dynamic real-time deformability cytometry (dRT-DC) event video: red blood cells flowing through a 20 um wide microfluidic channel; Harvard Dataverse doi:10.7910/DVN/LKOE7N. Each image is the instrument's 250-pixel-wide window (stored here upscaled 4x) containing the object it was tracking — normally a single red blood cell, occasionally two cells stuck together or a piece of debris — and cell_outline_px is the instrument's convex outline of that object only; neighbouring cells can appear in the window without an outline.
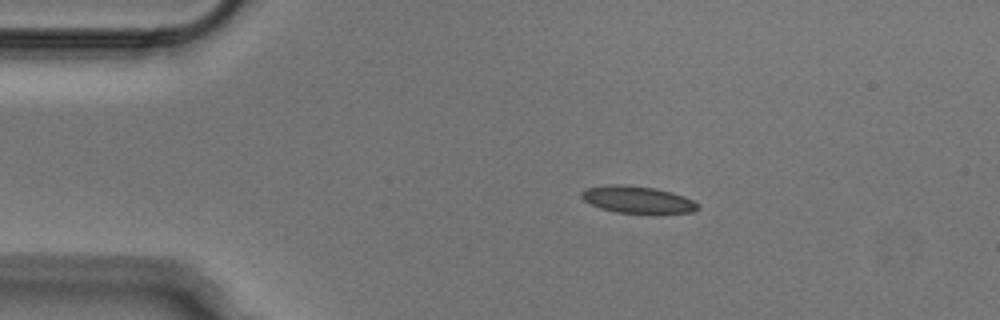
{"species": "Egyptian fruit bat (a non-hibernating species)", "species_latin": "Rousettus aegyptiacus", "temperature_condition": "cold", "stored_images_in_passage": 43, "camera_frame_rate_fps": 3000, "um_per_image_px": 0.085, "animal": {"sex": "male"}, "frame": {"image": 1, "passage_image": 1, "time_ms": 0.0, "image_size_px": [1000, 320], "cell_outline_px": [[700, 208], [692, 212], [652, 216], [616, 212], [600, 208], [584, 200], [580, 196], [580, 192], [588, 188], [612, 184], [624, 184], [656, 188], [672, 192], [684, 196], [700, 204]], "centroid_in_image_um": [54.26, 17.01], "position_along_channel_um": 30.7, "area_um2": 19.13}}
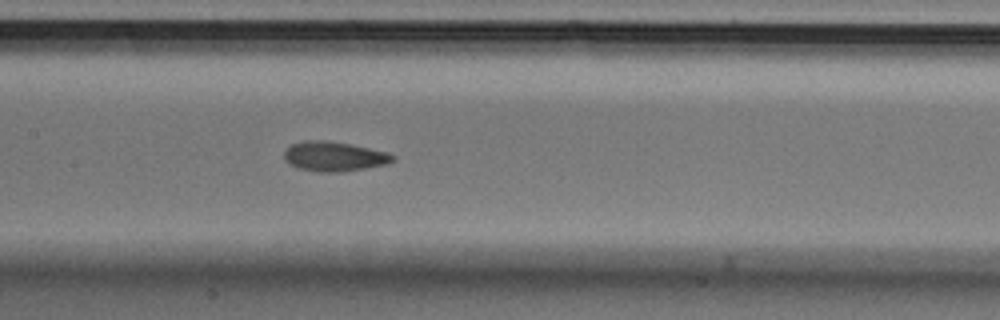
{"frame": {"image": 2, "passage_image": 16, "time_ms": 5.0, "image_size_px": [1000, 320], "cell_outline_px": [[396, 160], [388, 164], [340, 172], [316, 172], [300, 168], [284, 160], [284, 152], [292, 144], [304, 140], [324, 140], [352, 144], [388, 152], [396, 156]], "centroid_in_image_um": [28.44, 13.29], "position_along_channel_um": 179.0, "area_um2": 18.84}}
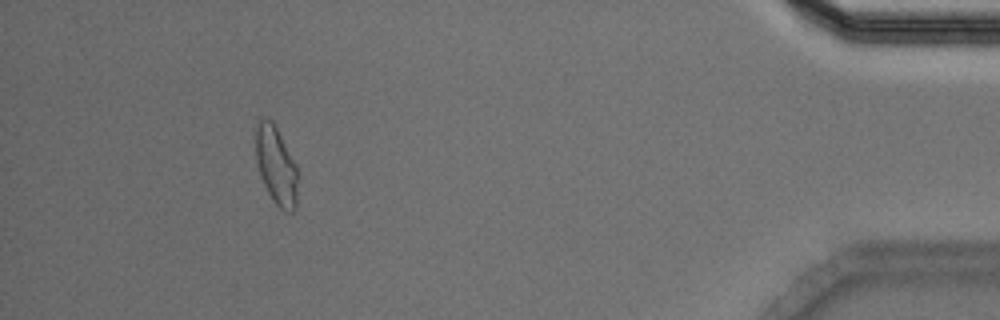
{"frame": {"image": 3, "passage_image": 39, "time_ms": 12.667, "image_size_px": [1000, 320], "cell_outline_px": [[296, 208], [292, 212], [284, 212], [272, 200], [260, 176], [256, 160], [256, 128], [260, 120], [268, 116], [276, 124], [296, 164]], "centroid_in_image_um": [23.47, 14.04], "position_along_channel_um": 411.7, "area_um2": 19.19}}